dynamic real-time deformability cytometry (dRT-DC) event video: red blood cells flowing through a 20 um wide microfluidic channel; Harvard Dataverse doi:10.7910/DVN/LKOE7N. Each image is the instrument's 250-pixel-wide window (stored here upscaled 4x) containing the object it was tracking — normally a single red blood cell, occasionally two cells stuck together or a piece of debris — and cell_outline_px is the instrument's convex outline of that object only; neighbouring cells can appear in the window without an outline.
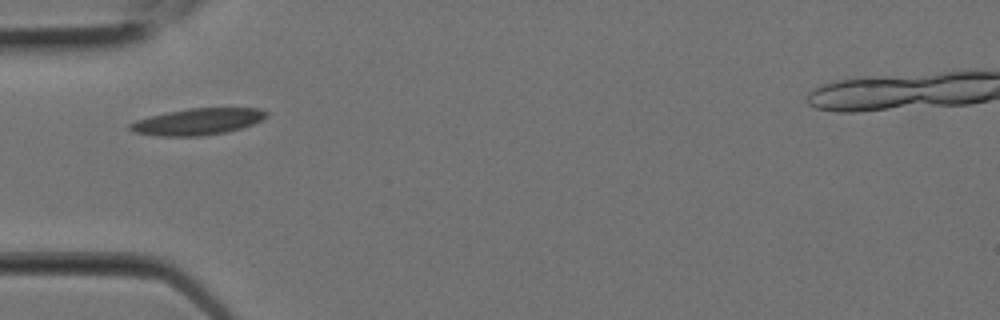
{"species": "Egyptian fruit bat (a non-hibernating species)", "species_latin": "Rousettus aegyptiacus", "temperature_condition": "room temperature", "stored_images_in_passage": 2, "camera_frame_rate_fps": 3000, "um_per_image_px": 0.085, "animal": {"sex": "female"}, "frame": {"image": 1, "passage_image": 1, "time_ms": 0.0, "image_size_px": [1000, 320], "cell_outline_px": [[268, 116], [264, 120], [240, 128], [224, 132], [200, 136], [156, 136], [132, 132], [128, 128], [128, 124], [136, 120], [168, 112], [188, 108], [260, 108], [268, 112]], "centroid_in_image_um": [16.8, 10.34], "position_along_channel_um": 68.2, "area_um2": 21.1}}